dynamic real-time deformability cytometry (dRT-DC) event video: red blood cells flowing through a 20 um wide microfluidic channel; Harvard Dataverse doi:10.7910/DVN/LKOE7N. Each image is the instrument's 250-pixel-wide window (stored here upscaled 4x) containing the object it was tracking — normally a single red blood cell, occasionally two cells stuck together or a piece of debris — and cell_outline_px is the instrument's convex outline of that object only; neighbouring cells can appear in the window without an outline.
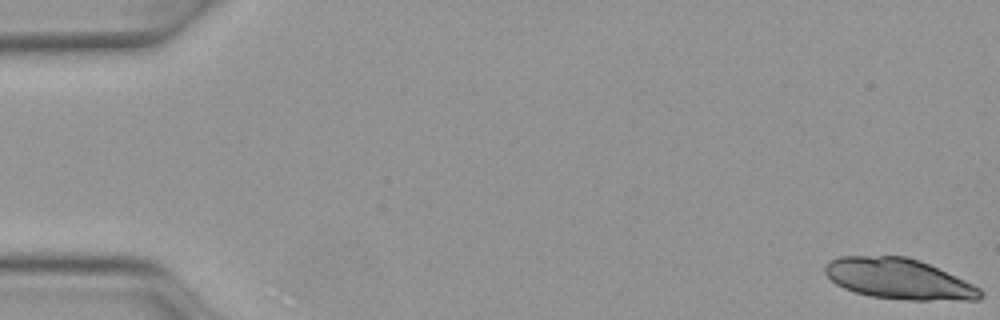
{"species": "Egyptian fruit bat (a non-hibernating species)", "species_latin": "Rousettus aegyptiacus", "temperature_condition": "warm", "stored_images_in_passage": 45, "camera_frame_rate_fps": 3000, "um_per_image_px": 0.085, "animal": {"sex": "female"}, "frame": {"image": 1, "passage_image": 1, "time_ms": 0.0, "image_size_px": [1000, 320], "cell_outline_px": [[984, 296], [976, 300], [908, 300], [872, 296], [856, 292], [844, 288], [836, 284], [824, 272], [824, 268], [828, 260], [840, 256], [908, 256], [920, 260], [964, 280], [980, 288], [984, 292]], "centroid_in_image_um": [76.4, 23.7], "position_along_channel_um": 8.6, "area_um2": 36.7}}
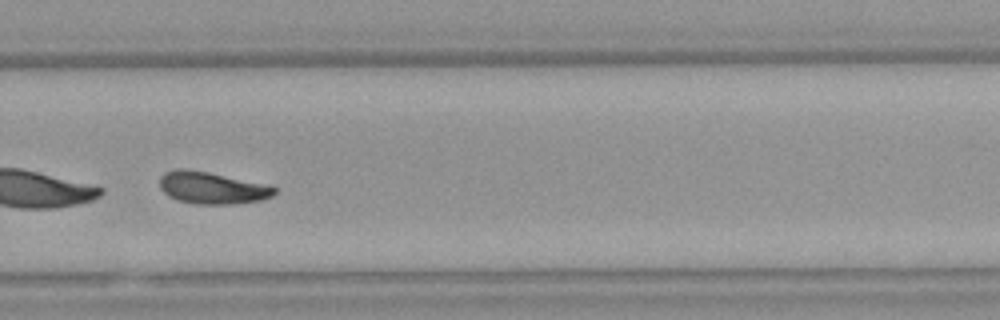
{"frame": {"image": 2, "passage_image": 35, "time_ms": 11.333, "image_size_px": [1000, 320], "cell_outline_px": [[276, 192], [272, 196], [260, 200], [232, 204], [196, 204], [176, 200], [168, 196], [160, 188], [160, 176], [164, 172], [176, 168], [188, 168], [272, 184], [276, 188]], "centroid_in_image_um": [18.03, 15.95], "position_along_channel_um": 311.8, "area_um2": 21.91}}